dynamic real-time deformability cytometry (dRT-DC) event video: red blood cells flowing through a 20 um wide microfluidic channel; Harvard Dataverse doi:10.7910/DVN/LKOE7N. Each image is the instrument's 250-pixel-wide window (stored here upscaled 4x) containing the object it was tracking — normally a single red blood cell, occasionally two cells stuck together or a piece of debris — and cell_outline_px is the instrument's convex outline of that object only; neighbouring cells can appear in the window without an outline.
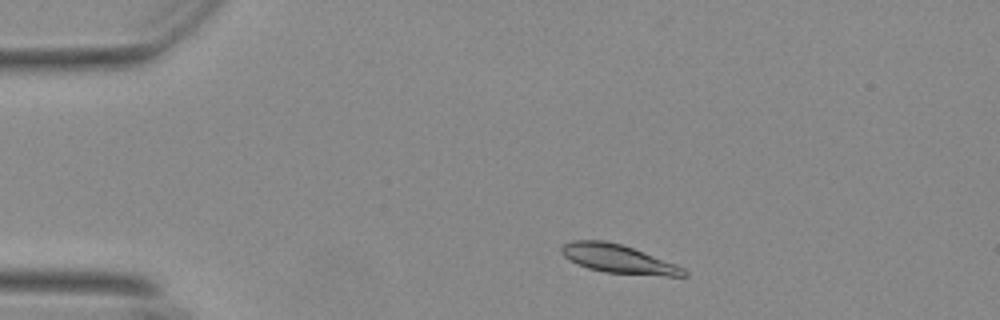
{"species": "Egyptian fruit bat (a non-hibernating species)", "species_latin": "Rousettus aegyptiacus", "temperature_condition": "warm", "stored_images_in_passage": 50, "camera_frame_rate_fps": 3000, "um_per_image_px": 0.085, "animal": {"sex": "female"}, "frame": {"image": 1, "passage_image": 5, "time_ms": 1.333, "image_size_px": [1000, 320], "cell_outline_px": [[688, 276], [668, 276], [604, 272], [588, 268], [576, 264], [564, 256], [560, 252], [560, 248], [564, 244], [572, 240], [604, 240], [620, 244], [632, 248], [676, 264], [684, 268], [688, 272]], "centroid_in_image_um": [52.54, 22.01], "position_along_channel_um": 32.5, "area_um2": 20.29}}
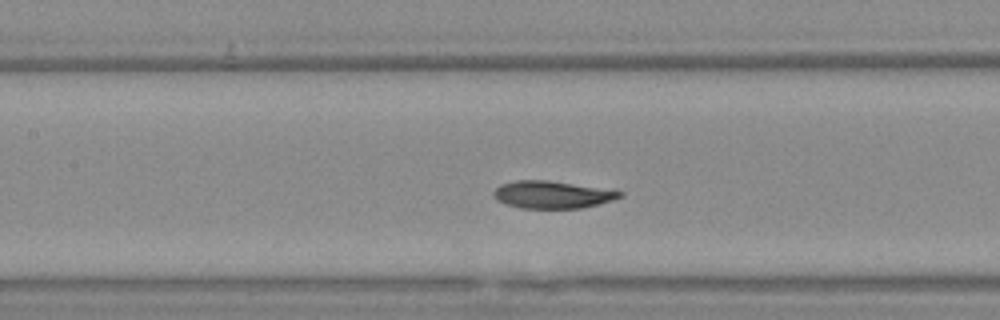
{"frame": {"image": 2, "passage_image": 20, "time_ms": 6.333, "image_size_px": [1000, 320], "cell_outline_px": [[624, 196], [612, 200], [580, 208], [520, 208], [496, 200], [492, 196], [492, 192], [500, 184], [516, 180], [548, 180], [624, 192]], "centroid_in_image_um": [46.88, 16.54], "position_along_channel_um": 160.5, "area_um2": 19.94}}
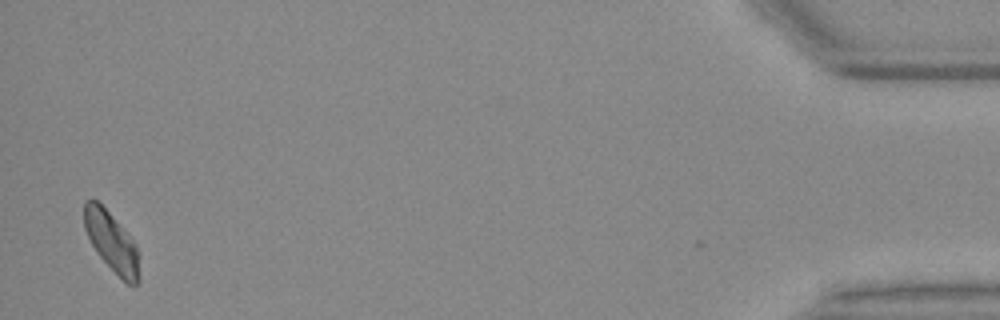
{"frame": {"image": 3, "passage_image": 49, "time_ms": 16.0, "image_size_px": [1000, 320], "cell_outline_px": [[140, 280], [136, 284], [128, 284], [100, 256], [92, 244], [84, 228], [84, 200], [96, 200], [108, 212], [136, 244], [140, 256]], "centroid_in_image_um": [9.52, 20.58], "position_along_channel_um": 425.7, "area_um2": 18.73}, "authors_computed_cell_mechanics": {"area_um2": 20.1433, "velocity_mm_per_s": 3.6427, "shape_relaxation_time_tau1_ms": 3.3235, "shape_relaxation_time_tau2_ms": null, "deformation_change_tau1": 0.1476, "deformation_change_tau2": null}}